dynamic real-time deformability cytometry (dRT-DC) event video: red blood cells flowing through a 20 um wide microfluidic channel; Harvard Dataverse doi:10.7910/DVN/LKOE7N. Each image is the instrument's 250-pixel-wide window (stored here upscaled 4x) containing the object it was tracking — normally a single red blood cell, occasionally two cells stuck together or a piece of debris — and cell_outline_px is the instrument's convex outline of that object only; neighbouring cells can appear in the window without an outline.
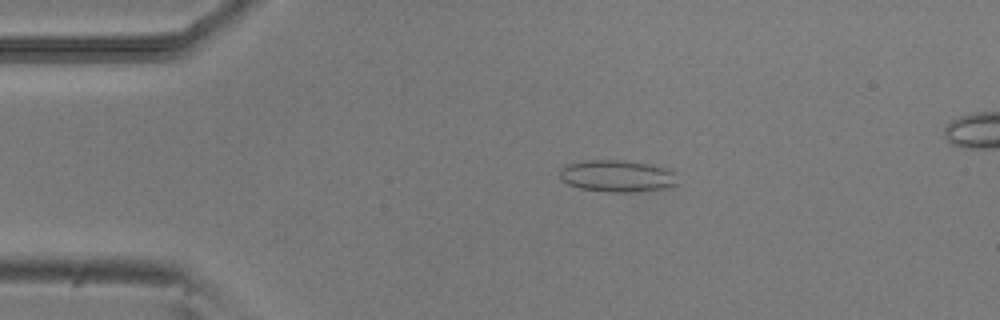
{"species": "common noctule bat (a hibernating species)", "species_latin": "Nyctalus noctula", "temperature_condition": "room temperature", "stored_images_in_passage": 26, "camera_frame_rate_fps": 3000, "um_per_image_px": 0.085, "animal": {"sex": "male", "body_mass_g": 20.5, "forearm_length_mm": 52.5}, "frame": {"image": 1, "passage_image": 5, "time_ms": 1.333, "image_size_px": [1000, 320], "cell_outline_px": [[680, 184], [668, 188], [632, 192], [608, 192], [580, 188], [568, 184], [560, 180], [560, 168], [568, 164], [584, 160], [620, 160], [648, 164], [668, 168], [676, 172]], "centroid_in_image_um": [52.51, 14.97], "position_along_channel_um": 32.5, "area_um2": 22.25}}
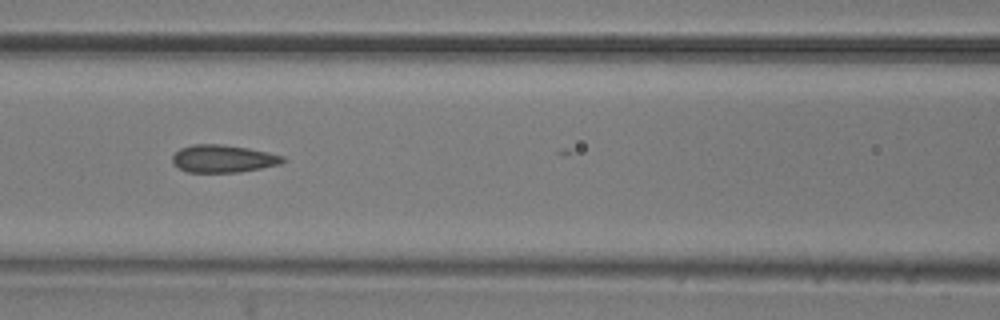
{"frame": {"image": 2, "passage_image": 17, "time_ms": 5.333, "image_size_px": [1000, 320], "cell_outline_px": [[288, 160], [280, 164], [260, 168], [236, 172], [188, 172], [172, 164], [172, 156], [180, 148], [192, 144], [220, 144], [248, 148], [268, 152], [284, 156]], "centroid_in_image_um": [18.96, 13.48], "position_along_channel_um": 147.6, "area_um2": 17.74}}
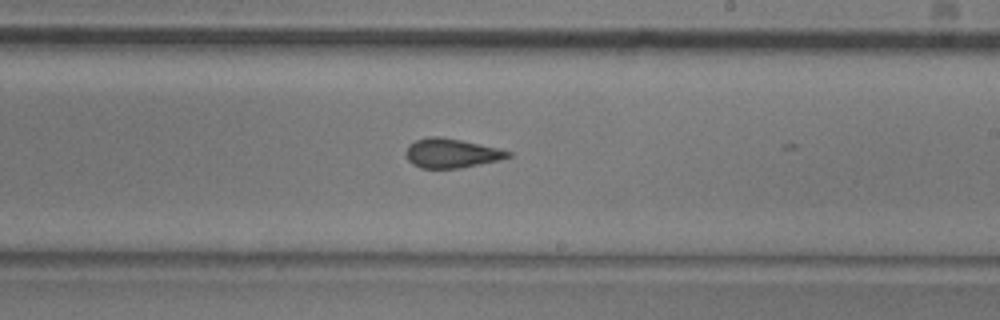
{"frame": {"image": 3, "passage_image": 25, "time_ms": 8.0, "image_size_px": [1000, 320], "cell_outline_px": [[512, 156], [500, 160], [460, 168], [420, 168], [412, 164], [408, 160], [404, 152], [408, 144], [416, 140], [428, 136], [440, 136], [500, 148], [512, 152]], "centroid_in_image_um": [38.36, 13.02], "position_along_channel_um": 250.6, "area_um2": 17.63}}